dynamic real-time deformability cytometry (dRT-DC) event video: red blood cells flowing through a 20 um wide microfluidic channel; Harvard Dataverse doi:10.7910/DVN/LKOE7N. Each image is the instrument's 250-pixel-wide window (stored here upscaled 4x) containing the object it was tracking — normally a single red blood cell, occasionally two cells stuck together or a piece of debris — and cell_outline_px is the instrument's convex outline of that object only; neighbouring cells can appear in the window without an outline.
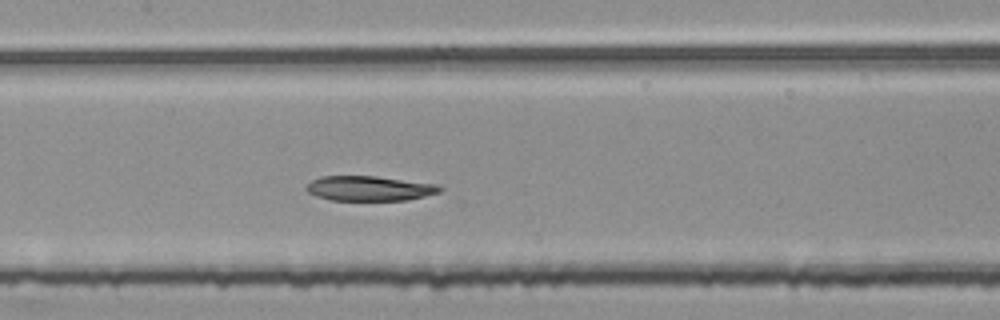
{"species": "common noctule bat (a hibernating species)", "species_latin": "Nyctalus noctula", "temperature_condition": "room temperature", "stored_images_in_passage": 47, "segment_of_instrument_passage": [2, 2], "camera_frame_rate_fps": 3000, "um_per_image_px": 0.085, "animal": {"sex": "female", "body_mass_g": 25.1}, "frame": {"image": 1, "passage_image": 21, "time_ms": 6.667, "image_size_px": [1000, 320], "cell_outline_px": [[444, 188], [440, 192], [408, 200], [328, 200], [316, 196], [308, 192], [304, 188], [312, 180], [320, 176], [376, 176], [436, 184]], "centroid_in_image_um": [31.38, 16.01], "position_along_channel_um": 176.0, "area_um2": 19.36}}
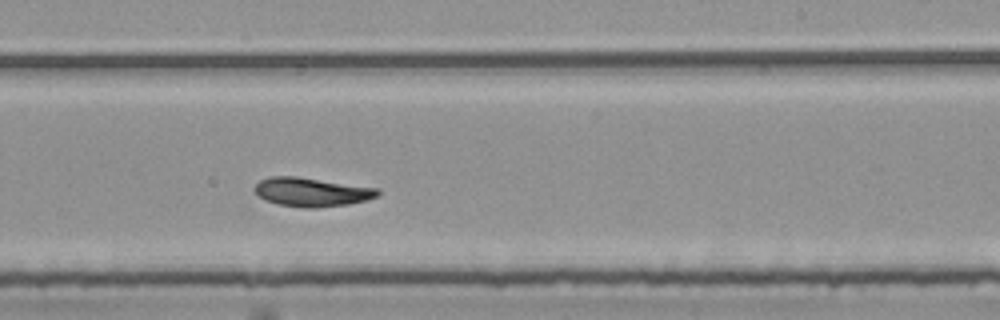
{"frame": {"image": 2, "passage_image": 28, "time_ms": 9.0, "image_size_px": [1000, 320], "cell_outline_px": [[380, 196], [368, 200], [348, 204], [316, 208], [304, 208], [280, 204], [264, 200], [252, 188], [260, 180], [272, 176], [296, 176], [380, 188]], "centroid_in_image_um": [26.54, 16.32], "position_along_channel_um": 262.5, "area_um2": 20.87}}
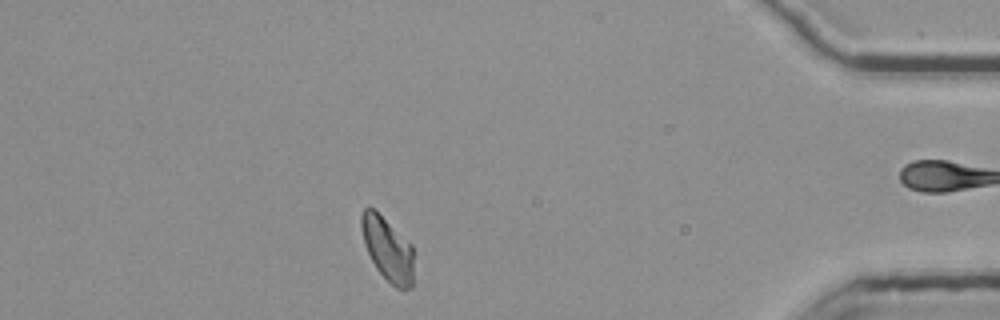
{"frame": {"image": 3, "passage_image": 43, "time_ms": 14.0, "image_size_px": [1000, 320], "cell_outline_px": [[412, 288], [404, 292], [396, 288], [376, 268], [364, 244], [360, 224], [360, 216], [364, 208], [368, 204], [412, 244]], "centroid_in_image_um": [32.93, 21.17], "position_along_channel_um": 402.3, "area_um2": 19.36}}